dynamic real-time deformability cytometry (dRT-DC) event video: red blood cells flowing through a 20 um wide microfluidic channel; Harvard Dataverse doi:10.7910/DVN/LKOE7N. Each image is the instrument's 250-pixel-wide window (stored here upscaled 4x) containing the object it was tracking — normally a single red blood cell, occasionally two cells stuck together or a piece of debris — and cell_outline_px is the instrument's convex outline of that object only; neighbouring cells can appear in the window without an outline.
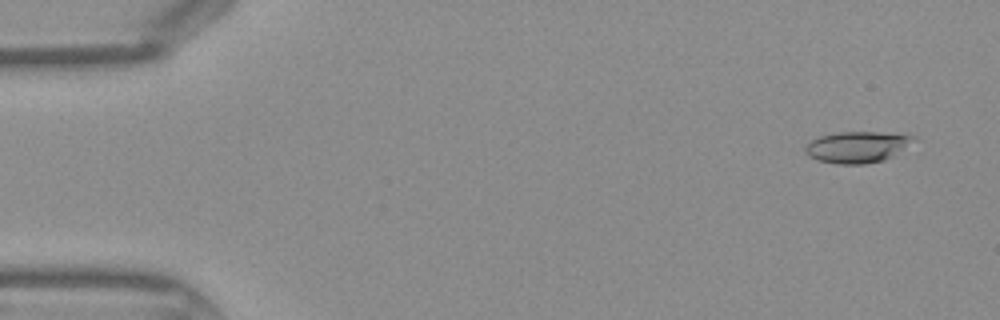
{"species": "Egyptian fruit bat (a non-hibernating species)", "species_latin": "Rousettus aegyptiacus", "temperature_condition": "warm", "stored_images_in_passage": 44, "camera_frame_rate_fps": 3000, "um_per_image_px": 0.085, "frame": {"image": 1, "passage_image": 3, "time_ms": 0.667, "image_size_px": [1000, 320], "cell_outline_px": [[916, 140], [892, 156], [884, 160], [864, 164], [836, 164], [816, 160], [808, 156], [804, 152], [804, 148], [812, 140], [820, 136], [840, 132], [880, 132], [916, 136]], "centroid_in_image_um": [72.84, 12.5], "position_along_channel_um": 12.2, "area_um2": 19.71}}
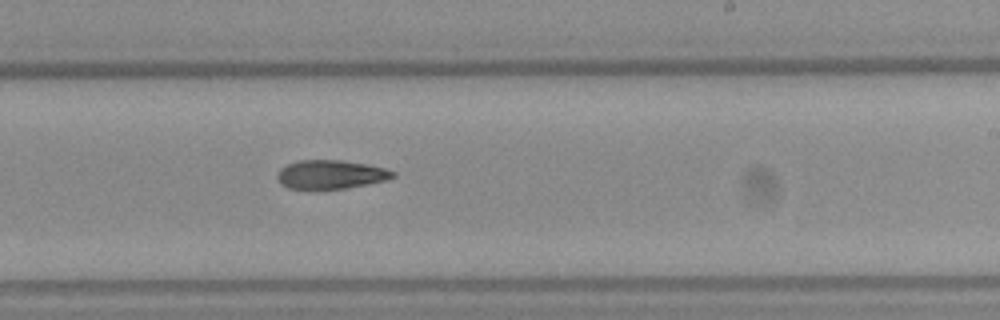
{"frame": {"image": 2, "passage_image": 27, "time_ms": 8.667, "image_size_px": [1000, 320], "cell_outline_px": [[396, 176], [384, 180], [344, 188], [308, 192], [288, 188], [280, 184], [276, 176], [280, 168], [288, 164], [300, 160], [340, 160], [368, 164], [384, 168], [396, 172]], "centroid_in_image_um": [28.03, 14.86], "position_along_channel_um": 261.0, "area_um2": 19.88}}
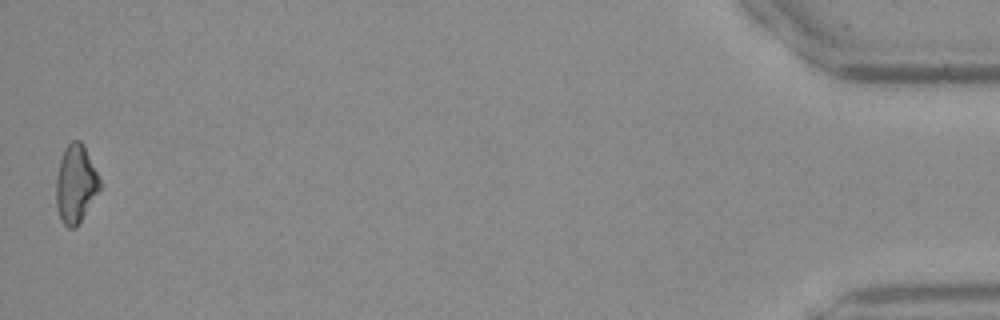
{"frame": {"image": 3, "passage_image": 44, "time_ms": 14.333, "image_size_px": [1000, 320], "cell_outline_px": [[100, 188], [76, 228], [68, 228], [60, 220], [56, 208], [56, 176], [60, 160], [64, 148], [72, 140], [80, 140], [100, 180]], "centroid_in_image_um": [6.39, 15.67], "position_along_channel_um": 428.8, "area_um2": 19.54}}